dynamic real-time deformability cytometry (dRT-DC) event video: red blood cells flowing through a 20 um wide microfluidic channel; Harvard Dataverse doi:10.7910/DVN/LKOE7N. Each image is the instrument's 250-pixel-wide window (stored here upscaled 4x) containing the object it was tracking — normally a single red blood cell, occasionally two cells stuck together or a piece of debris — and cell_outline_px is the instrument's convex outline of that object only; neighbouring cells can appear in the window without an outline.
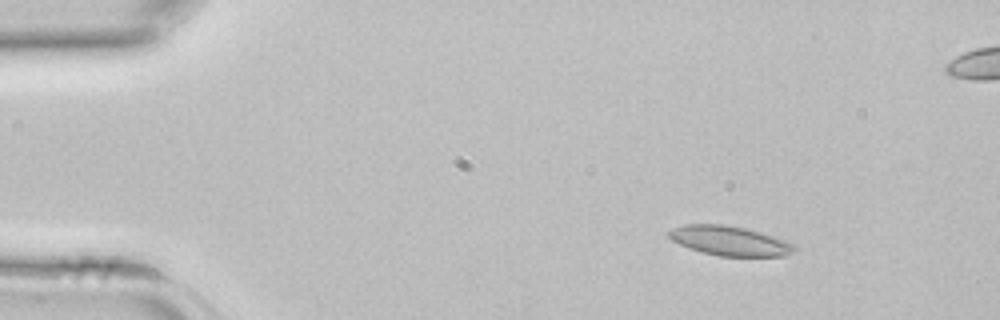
{"species": "common noctule bat (a hibernating species)", "species_latin": "Nyctalus noctula", "temperature_condition": "room temperature", "stored_images_in_passage": 12, "camera_frame_rate_fps": 3000, "um_per_image_px": 0.085, "animal": {"sex": "female", "body_mass_g": 22.7, "forearm_length_mm": 54.2}, "frame": {"image": 1, "passage_image": 6, "time_ms": 1.667, "image_size_px": [1000, 320], "cell_outline_px": [[796, 248], [792, 252], [784, 256], [720, 256], [700, 252], [688, 248], [672, 240], [668, 236], [668, 232], [672, 228], [684, 224], [724, 224], [744, 228], [760, 232], [784, 240], [792, 244]], "centroid_in_image_um": [61.97, 20.47], "position_along_channel_um": 23.0, "area_um2": 21.5}}